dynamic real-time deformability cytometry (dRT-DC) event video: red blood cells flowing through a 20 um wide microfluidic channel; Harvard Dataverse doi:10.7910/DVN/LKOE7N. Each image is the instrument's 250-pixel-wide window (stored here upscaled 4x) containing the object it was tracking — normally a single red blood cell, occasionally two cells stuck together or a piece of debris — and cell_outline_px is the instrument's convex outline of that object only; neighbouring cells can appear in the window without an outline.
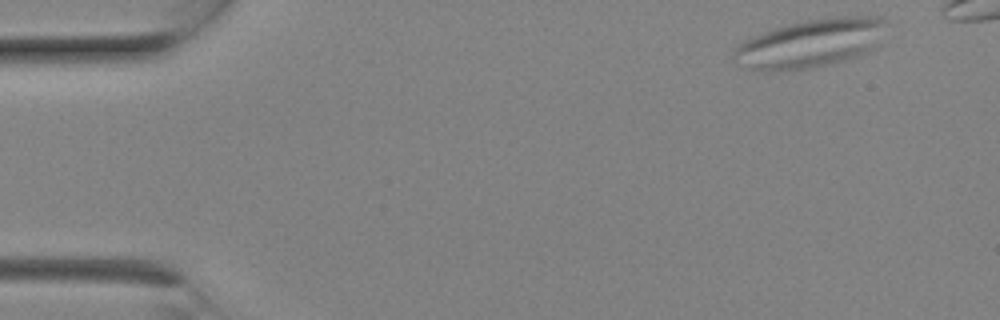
{"species": "Egyptian fruit bat (a non-hibernating species)", "species_latin": "Rousettus aegyptiacus", "temperature_condition": "room temperature", "stored_images_in_passage": 7, "camera_frame_rate_fps": 3000, "um_per_image_px": 0.085, "animal": {"sex": "female"}, "frame": {"image": 1, "passage_image": 1, "time_ms": 0.0, "image_size_px": [1000, 320], "cell_outline_px": [[888, 20], [872, 48], [868, 52], [860, 56], [828, 64], [808, 68], [752, 68], [736, 64], [732, 56], [732, 52], [740, 44], [756, 36], [776, 28], [788, 24], [808, 20], [840, 16], [880, 16]], "centroid_in_image_um": [68.94, 3.65], "position_along_channel_um": 16.1, "area_um2": 41.5}}